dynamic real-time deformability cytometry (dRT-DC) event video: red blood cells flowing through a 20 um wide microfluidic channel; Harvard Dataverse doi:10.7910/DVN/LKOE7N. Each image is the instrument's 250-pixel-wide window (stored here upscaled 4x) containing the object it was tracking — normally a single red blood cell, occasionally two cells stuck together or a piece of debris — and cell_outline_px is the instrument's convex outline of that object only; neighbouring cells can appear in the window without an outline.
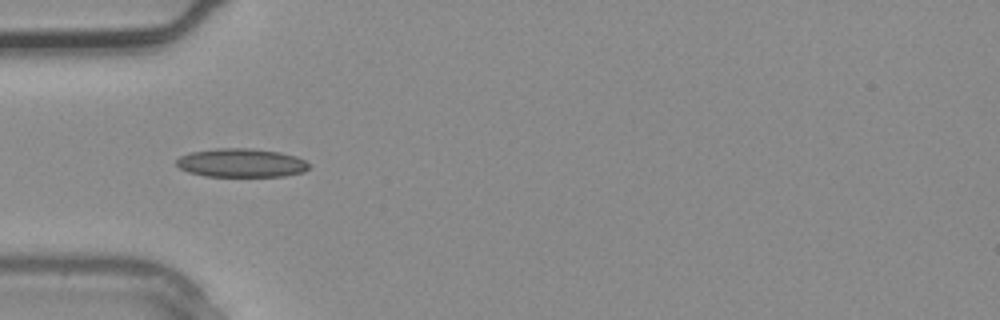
{"species": "common noctule bat (a hibernating species)", "species_latin": "Nyctalus noctula", "temperature_condition": "warm", "stored_images_in_passage": 1, "camera_frame_rate_fps": 3000, "um_per_image_px": 0.085, "animal": {"sex": "male", "body_mass_g": 20.4}, "frame": {"image": 1, "passage_image": 1, "time_ms": 0.0, "image_size_px": [1000, 320], "cell_outline_px": [[308, 168], [304, 172], [284, 176], [204, 176], [188, 172], [180, 168], [176, 164], [176, 160], [180, 156], [188, 152], [216, 148], [252, 148], [280, 152], [296, 156], [304, 160], [308, 164]], "centroid_in_image_um": [20.48, 13.84], "position_along_channel_um": 64.5, "area_um2": 22.25}}